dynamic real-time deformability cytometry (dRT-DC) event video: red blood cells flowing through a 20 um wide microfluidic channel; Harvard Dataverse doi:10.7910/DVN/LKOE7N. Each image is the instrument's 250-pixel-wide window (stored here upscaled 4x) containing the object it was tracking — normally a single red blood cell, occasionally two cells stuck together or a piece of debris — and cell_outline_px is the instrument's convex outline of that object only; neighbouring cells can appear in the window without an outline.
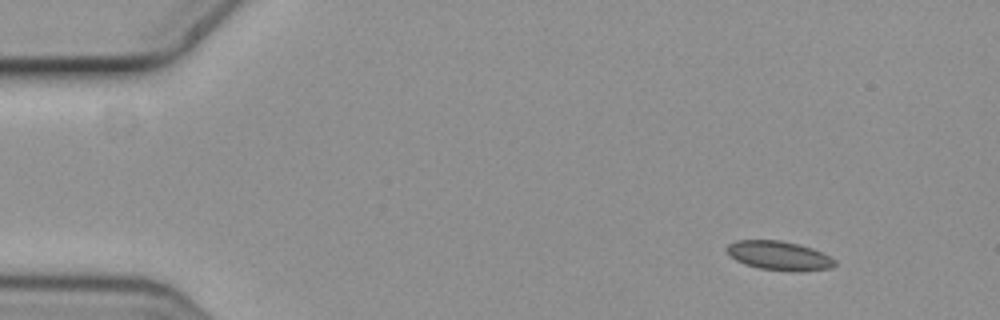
{"species": "common noctule bat (a hibernating species)", "species_latin": "Nyctalus noctula", "temperature_condition": "cold", "stored_images_in_passage": 2, "camera_frame_rate_fps": 3000, "um_per_image_px": 0.085, "animal": {"sex": "female", "body_mass_g": 19.3, "forearm_length_mm": 54.1}, "frame": {"image": 1, "passage_image": 1, "time_ms": 0.0, "image_size_px": [1000, 320], "cell_outline_px": [[836, 264], [832, 268], [800, 272], [788, 272], [760, 268], [744, 264], [728, 256], [724, 248], [728, 244], [736, 240], [780, 240], [800, 244], [812, 248], [832, 256], [836, 260]], "centroid_in_image_um": [66.23, 21.74], "position_along_channel_um": 18.8, "area_um2": 18.84}}